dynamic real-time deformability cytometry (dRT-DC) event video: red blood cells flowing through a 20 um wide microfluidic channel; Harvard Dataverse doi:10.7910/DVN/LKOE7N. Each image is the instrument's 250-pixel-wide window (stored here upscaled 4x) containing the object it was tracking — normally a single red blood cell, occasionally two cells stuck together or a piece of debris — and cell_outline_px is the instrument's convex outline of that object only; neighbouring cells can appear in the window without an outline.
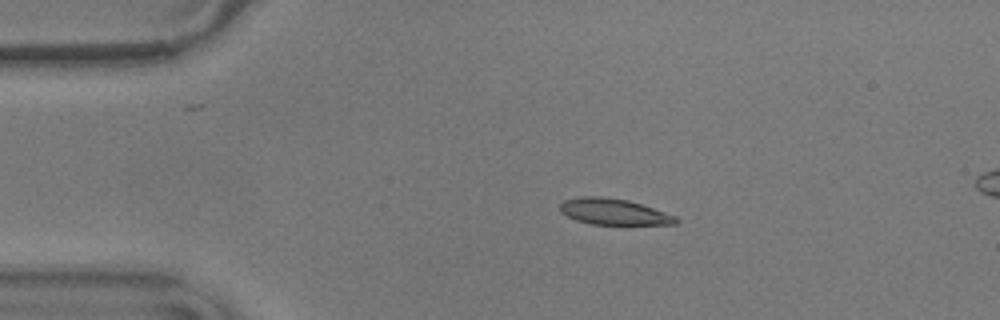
{"species": "common noctule bat (a hibernating species)", "species_latin": "Nyctalus noctula", "temperature_condition": "warm", "stored_images_in_passage": 16, "camera_frame_rate_fps": 3000, "um_per_image_px": 0.085, "animal": {"sex": "male", "body_mass_g": 17.9}, "frame": {"image": 1, "passage_image": 10, "time_ms": 3.0, "image_size_px": [1000, 320], "cell_outline_px": [[680, 220], [676, 224], [592, 224], [576, 220], [560, 212], [560, 204], [564, 200], [580, 196], [604, 196], [628, 200], [676, 216]], "centroid_in_image_um": [52.14, 17.99], "position_along_channel_um": 32.9, "area_um2": 17.51}}